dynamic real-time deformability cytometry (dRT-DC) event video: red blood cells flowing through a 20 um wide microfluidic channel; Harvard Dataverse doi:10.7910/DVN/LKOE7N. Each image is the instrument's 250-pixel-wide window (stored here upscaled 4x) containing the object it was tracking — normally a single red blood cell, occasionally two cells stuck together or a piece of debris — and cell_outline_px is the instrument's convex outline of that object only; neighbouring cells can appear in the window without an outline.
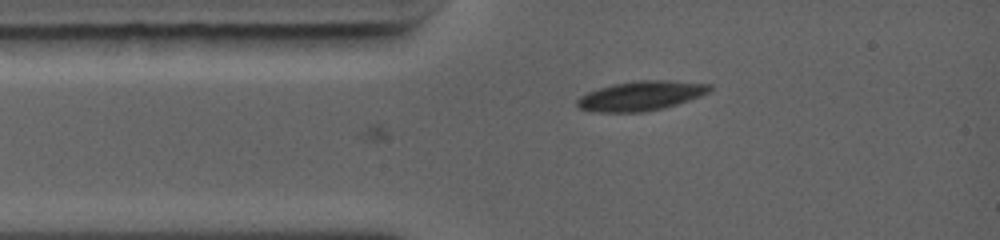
{"species": "common noctule bat (a hibernating species)", "species_latin": "Nyctalus noctula", "temperature_condition": "warm", "stored_images_in_passage": 3, "camera_frame_rate_fps": 5000, "um_per_image_px": 0.085, "animal": {"sex": "female", "body_mass_g": 19.0, "forearm_length_mm": 56.7}, "frame": {"image": 1, "passage_image": 3, "time_ms": 1.8, "image_size_px": [1000, 240], "cell_outline_px": [[712, 88], [708, 92], [700, 96], [664, 108], [644, 112], [592, 112], [580, 108], [576, 104], [576, 100], [580, 96], [588, 92], [612, 84], [636, 80], [676, 80], [712, 84]], "centroid_in_image_um": [54.49, 8.14], "position_along_channel_um": 30.5, "area_um2": 22.95}}